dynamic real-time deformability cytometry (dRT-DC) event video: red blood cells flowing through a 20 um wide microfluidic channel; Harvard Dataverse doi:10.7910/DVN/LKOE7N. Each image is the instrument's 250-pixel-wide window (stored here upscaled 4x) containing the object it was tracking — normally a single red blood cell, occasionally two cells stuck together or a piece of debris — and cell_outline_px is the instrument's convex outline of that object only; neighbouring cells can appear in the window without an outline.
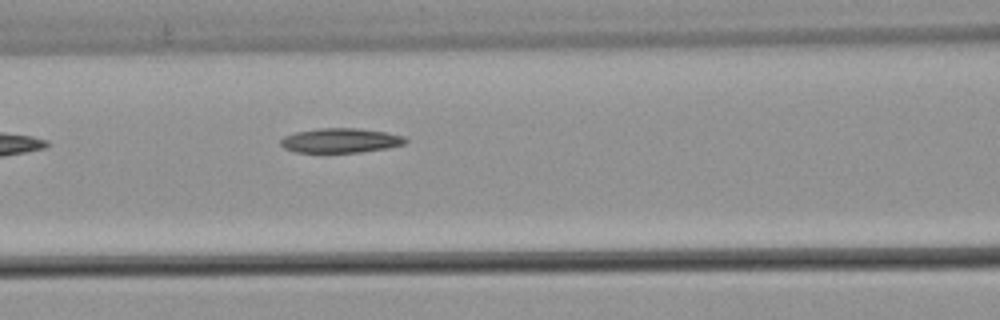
{"species": "common noctule bat (a hibernating species)", "species_latin": "Nyctalus noctula", "temperature_condition": "warm", "stored_images_in_passage": 7, "camera_frame_rate_fps": 3000, "um_per_image_px": 0.085, "animal": {"sex": "male", "body_mass_g": 21.5, "forearm_length_mm": 52.0}, "frame": {"image": 1, "passage_image": 7, "time_ms": 2.0, "image_size_px": [1000, 320], "cell_outline_px": [[408, 140], [404, 144], [388, 148], [360, 152], [296, 152], [284, 148], [280, 144], [280, 140], [284, 136], [296, 132], [320, 128], [360, 128], [388, 132], [404, 136]], "centroid_in_image_um": [28.97, 11.93], "position_along_channel_um": 137.6, "area_um2": 17.92}}